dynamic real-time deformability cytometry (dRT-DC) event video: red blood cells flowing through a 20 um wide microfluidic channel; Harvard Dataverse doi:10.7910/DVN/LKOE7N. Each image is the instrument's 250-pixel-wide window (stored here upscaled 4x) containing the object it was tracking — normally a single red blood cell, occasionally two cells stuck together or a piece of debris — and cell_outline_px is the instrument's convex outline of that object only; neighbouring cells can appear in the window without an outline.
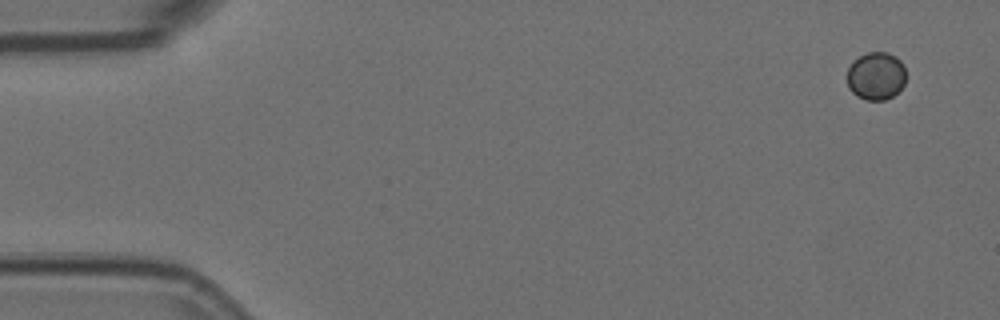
{"species": "Egyptian fruit bat (a non-hibernating species)", "species_latin": "Rousettus aegyptiacus", "temperature_condition": "room temperature", "stored_images_in_passage": 5, "camera_frame_rate_fps": 3000, "um_per_image_px": 0.085, "animal": {"sex": "female"}, "frame": {"image": 1, "passage_image": 1, "time_ms": 0.0, "image_size_px": [1000, 320], "cell_outline_px": [[904, 84], [892, 96], [884, 100], [864, 100], [856, 96], [848, 88], [848, 68], [852, 60], [868, 52], [888, 52], [896, 56], [904, 64]], "centroid_in_image_um": [74.44, 6.45], "position_along_channel_um": 10.6, "area_um2": 16.47}}
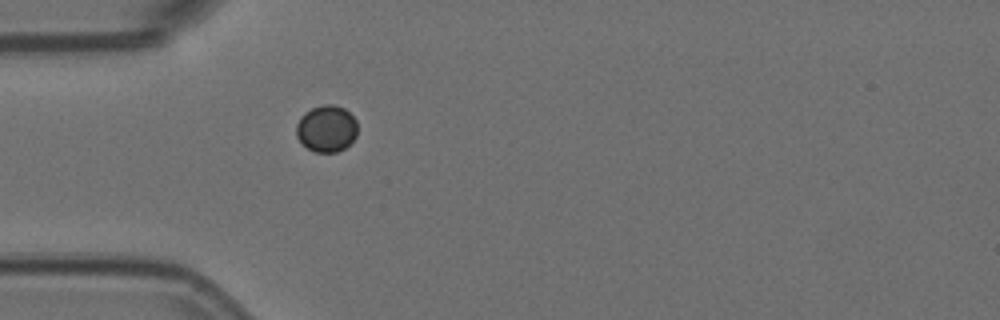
{"frame": {"image": 2, "passage_image": 5, "time_ms": 1.333, "image_size_px": [1000, 320], "cell_outline_px": [[356, 136], [344, 148], [336, 152], [316, 152], [308, 148], [296, 136], [296, 124], [300, 116], [304, 112], [312, 108], [324, 104], [332, 104], [344, 108], [356, 120]], "centroid_in_image_um": [27.73, 10.91], "position_along_channel_um": 57.3, "area_um2": 16.53}}